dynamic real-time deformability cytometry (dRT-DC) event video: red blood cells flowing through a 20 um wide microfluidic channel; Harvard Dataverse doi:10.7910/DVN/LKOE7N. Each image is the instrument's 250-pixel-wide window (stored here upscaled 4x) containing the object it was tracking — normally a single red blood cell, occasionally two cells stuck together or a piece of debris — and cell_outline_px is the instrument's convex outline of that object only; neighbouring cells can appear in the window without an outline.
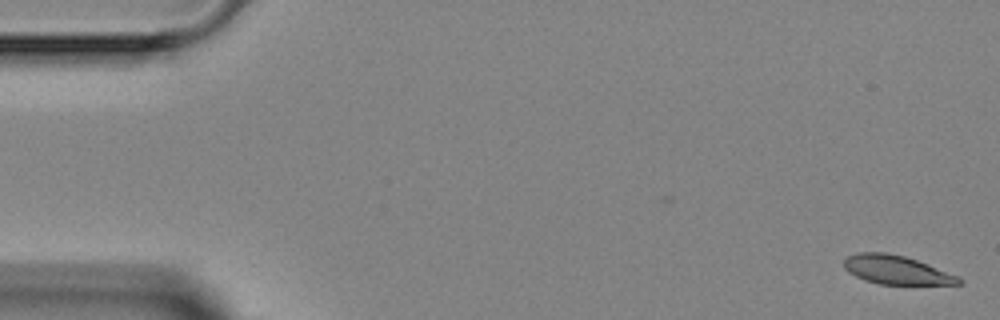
{"species": "Egyptian fruit bat (a non-hibernating species)", "species_latin": "Rousettus aegyptiacus", "temperature_condition": "room temperature", "stored_images_in_passage": 3, "segment_of_instrument_passage": [2, 2], "camera_frame_rate_fps": 3000, "um_per_image_px": 0.085, "animal": {"sex": "female"}, "frame": {"image": 1, "passage_image": 3, "time_ms": 2.333, "image_size_px": [1000, 320], "cell_outline_px": [[964, 284], [880, 284], [864, 280], [848, 272], [844, 268], [844, 260], [848, 256], [856, 252], [888, 252], [904, 256], [928, 264], [956, 276], [964, 280]], "centroid_in_image_um": [76.16, 22.93], "position_along_channel_um": 8.8, "area_um2": 19.13}}